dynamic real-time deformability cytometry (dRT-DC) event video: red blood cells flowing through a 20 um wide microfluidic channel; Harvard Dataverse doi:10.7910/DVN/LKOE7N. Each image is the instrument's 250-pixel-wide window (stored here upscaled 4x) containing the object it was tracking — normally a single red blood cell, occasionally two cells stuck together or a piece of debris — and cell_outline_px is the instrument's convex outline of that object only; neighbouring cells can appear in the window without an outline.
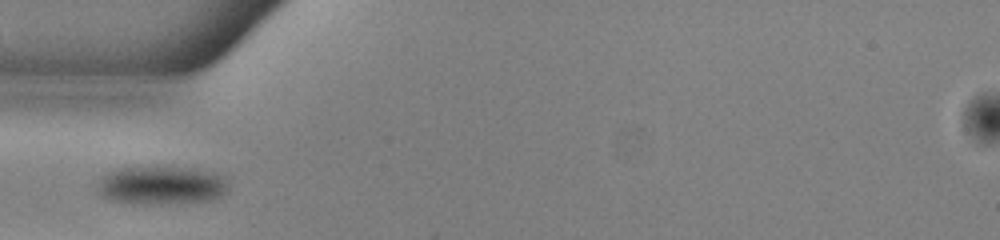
{"species": "common noctule bat (a hibernating species)", "species_latin": "Nyctalus noctula", "temperature_condition": "warm", "stored_images_in_passage": 37, "camera_frame_rate_fps": 3000, "um_per_image_px": 0.085, "animal": {"sex": "male", "body_mass_g": 13.0, "forearm_length_mm": 53.1}, "frame": {"image": 1, "passage_image": 1, "time_ms": 0.0, "image_size_px": [1000, 240], "cell_outline_px": [[224, 192], [208, 200], [160, 204], [148, 204], [112, 200], [104, 196], [96, 188], [96, 184], [108, 172], [120, 168], [192, 168], [216, 172], [224, 176]], "centroid_in_image_um": [13.68, 15.75], "position_along_channel_um": 71.3, "area_um2": 28.38}}
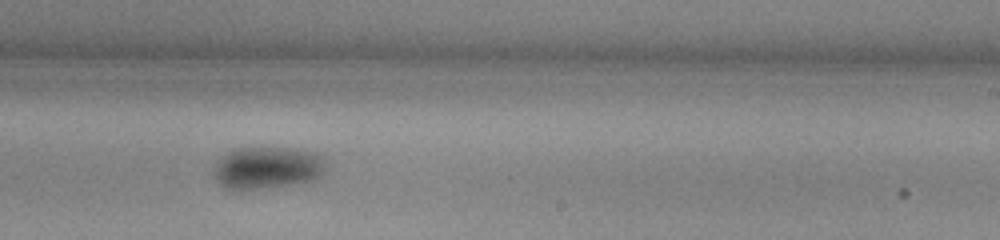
{"frame": {"image": 2, "passage_image": 16, "time_ms": 5.0, "image_size_px": [1000, 240], "cell_outline_px": [[324, 172], [320, 176], [300, 184], [260, 188], [224, 188], [220, 184], [216, 176], [216, 164], [228, 152], [236, 148], [292, 148], [316, 152], [324, 156]], "centroid_in_image_um": [22.8, 14.24], "position_along_channel_um": 266.2, "area_um2": 27.11}}
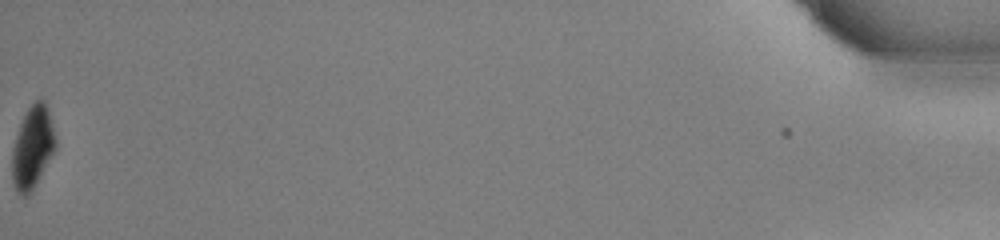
{"frame": {"image": 3, "passage_image": 37, "time_ms": 12.0, "image_size_px": [1000, 240], "cell_outline_px": [[56, 148], [28, 196], [20, 196], [16, 192], [12, 184], [12, 152], [16, 136], [20, 124], [28, 108], [40, 96], [44, 100], [52, 124], [56, 140]], "centroid_in_image_um": [2.75, 12.54], "position_along_channel_um": 432.5, "area_um2": 20.58}}